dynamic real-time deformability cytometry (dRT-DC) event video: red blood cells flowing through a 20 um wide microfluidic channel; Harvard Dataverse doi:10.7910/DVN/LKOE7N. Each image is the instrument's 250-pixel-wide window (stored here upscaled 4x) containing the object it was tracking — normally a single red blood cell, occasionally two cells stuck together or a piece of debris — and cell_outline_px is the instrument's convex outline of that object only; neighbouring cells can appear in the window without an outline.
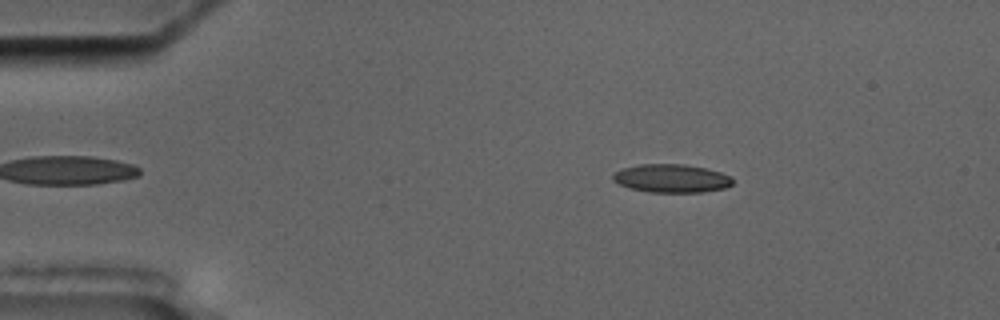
{"species": "common noctule bat (a hibernating species)", "species_latin": "Nyctalus noctula", "temperature_condition": "cold", "stored_images_in_passage": 4, "camera_frame_rate_fps": 3000, "um_per_image_px": 0.085, "animal": {"sex": "male", "body_mass_g": 17.5, "forearm_length_mm": 52.3}, "frame": {"image": 1, "passage_image": 2, "time_ms": 1.333, "image_size_px": [1000, 320], "cell_outline_px": [[732, 184], [724, 188], [704, 192], [648, 192], [632, 188], [620, 184], [612, 180], [612, 176], [620, 168], [640, 164], [684, 164], [704, 168], [720, 172], [732, 176]], "centroid_in_image_um": [57.07, 15.16], "position_along_channel_um": 27.9, "area_um2": 19.71}}